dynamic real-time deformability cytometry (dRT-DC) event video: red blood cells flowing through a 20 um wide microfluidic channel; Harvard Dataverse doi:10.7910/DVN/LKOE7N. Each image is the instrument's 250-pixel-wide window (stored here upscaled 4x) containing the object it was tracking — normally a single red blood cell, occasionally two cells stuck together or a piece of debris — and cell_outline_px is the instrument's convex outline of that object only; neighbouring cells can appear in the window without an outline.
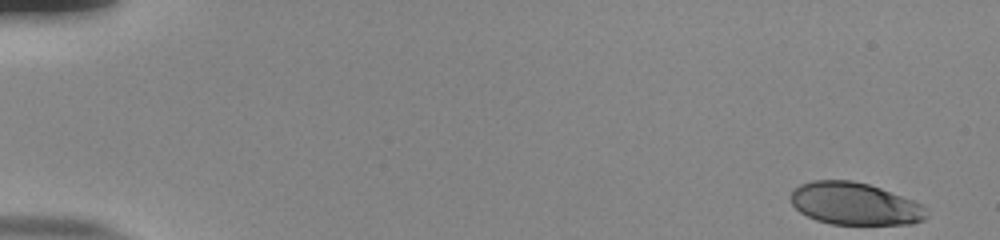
{"species": "human", "species_latin": "Homo sapiens", "temperature_condition": "room temperature", "stored_images_in_passage": 53, "camera_frame_rate_fps": 3000, "um_per_image_px": 0.085, "donor": {"sex": "male"}, "frame": {"image": 1, "passage_image": 1, "time_ms": 0.0, "image_size_px": [1000, 240], "cell_outline_px": [[928, 216], [924, 220], [912, 224], [832, 224], [816, 220], [800, 212], [792, 204], [788, 196], [800, 184], [812, 180], [852, 180], [868, 184], [880, 188], [912, 200], [920, 204], [924, 208]], "centroid_in_image_um": [72.62, 17.32], "position_along_channel_um": 12.4, "area_um2": 33.41}}
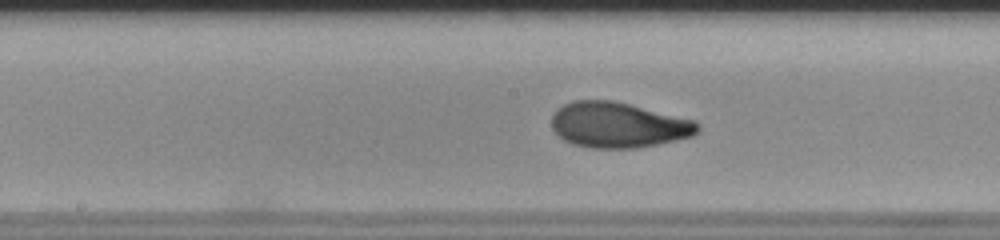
{"frame": {"image": 2, "passage_image": 28, "time_ms": 9.0, "image_size_px": [1000, 240], "cell_outline_px": [[700, 132], [692, 136], [656, 144], [636, 148], [592, 148], [572, 144], [564, 140], [552, 128], [552, 116], [556, 108], [572, 100], [612, 100], [696, 120], [700, 124]], "centroid_in_image_um": [52.56, 10.62], "position_along_channel_um": 195.6, "area_um2": 38.78}}
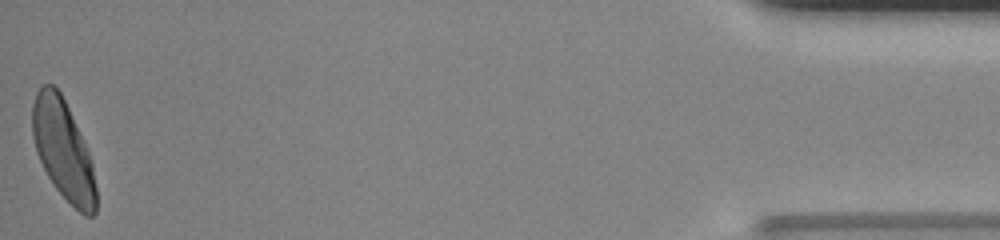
{"frame": {"image": 3, "passage_image": 53, "time_ms": 17.333, "image_size_px": [1000, 240], "cell_outline_px": [[96, 212], [92, 216], [84, 216], [56, 188], [48, 176], [36, 152], [32, 136], [32, 104], [36, 92], [44, 84], [52, 84], [60, 92], [68, 108], [88, 152], [92, 164], [96, 188]], "centroid_in_image_um": [5.35, 12.74], "position_along_channel_um": 429.8, "area_um2": 36.36}, "authors_computed_cell_mechanics": {"area_um2": 36.9342, "velocity_mm_per_s": 3.8203, "shape_relaxation_time_tau1_ms": 3.3889, "shape_relaxation_time_tau2_ms": 0.9009, "deformation_change_tau1": 0.1638, "deformation_change_tau2": 0.0606}}